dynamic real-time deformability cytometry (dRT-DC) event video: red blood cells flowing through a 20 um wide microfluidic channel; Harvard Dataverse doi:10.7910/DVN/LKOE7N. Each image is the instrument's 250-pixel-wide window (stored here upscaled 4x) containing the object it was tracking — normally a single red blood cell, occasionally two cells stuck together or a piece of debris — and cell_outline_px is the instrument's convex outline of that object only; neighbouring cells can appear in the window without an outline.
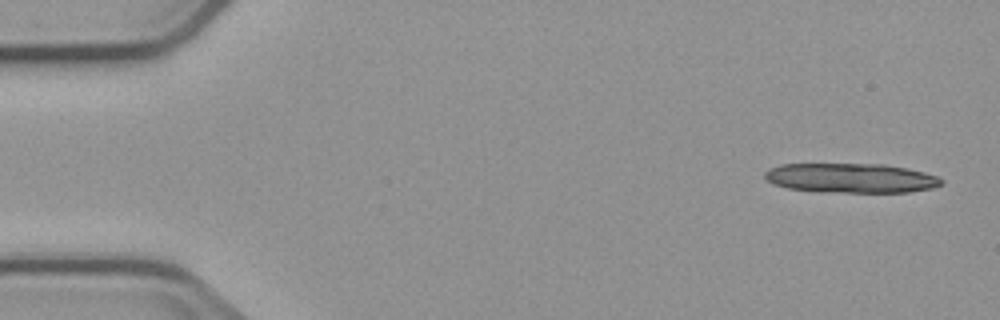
{"species": "common noctule bat (a hibernating species)", "species_latin": "Nyctalus noctula", "temperature_condition": "cold", "stored_images_in_passage": 5, "camera_frame_rate_fps": 3000, "um_per_image_px": 0.085, "animal": {"sex": "male", "body_mass_g": 23.1, "forearm_length_mm": 52.7}, "frame": {"image": 1, "passage_image": 1, "time_ms": 0.0, "image_size_px": [1000, 320], "cell_outline_px": [[944, 184], [932, 188], [908, 192], [844, 192], [788, 188], [776, 184], [768, 180], [764, 176], [764, 172], [768, 168], [780, 164], [884, 164], [908, 168], [924, 172], [936, 176], [944, 180]], "centroid_in_image_um": [72.38, 15.12], "position_along_channel_um": 12.6, "area_um2": 30.17}}